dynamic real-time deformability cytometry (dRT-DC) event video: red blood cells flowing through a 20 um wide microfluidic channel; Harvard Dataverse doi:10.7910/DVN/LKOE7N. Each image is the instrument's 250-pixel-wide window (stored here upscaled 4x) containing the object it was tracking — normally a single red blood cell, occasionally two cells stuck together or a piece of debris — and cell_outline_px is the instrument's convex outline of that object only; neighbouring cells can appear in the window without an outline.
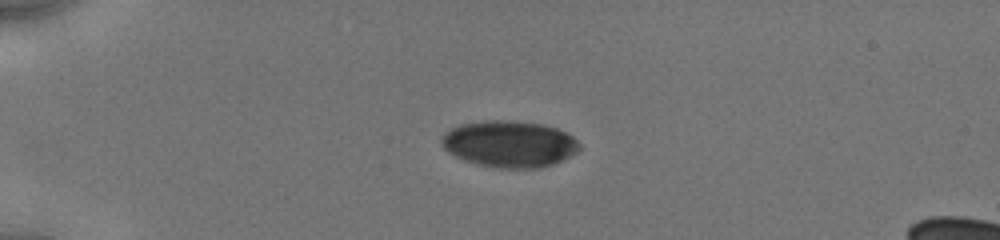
{"species": "human", "species_latin": "Homo sapiens", "temperature_condition": "cold", "stored_images_in_passage": 6, "camera_frame_rate_fps": 3000, "um_per_image_px": 0.085, "donor": {"sex": "male"}, "frame": {"image": 1, "passage_image": 1, "time_ms": 0.0, "image_size_px": [1000, 240], "cell_outline_px": [[580, 148], [576, 152], [552, 164], [540, 168], [496, 168], [476, 164], [464, 160], [448, 152], [444, 148], [440, 140], [440, 136], [444, 132], [460, 124], [488, 120], [508, 120], [544, 124], [556, 128], [572, 136], [580, 144]], "centroid_in_image_um": [43.26, 12.23], "position_along_channel_um": 41.7, "area_um2": 37.4}}
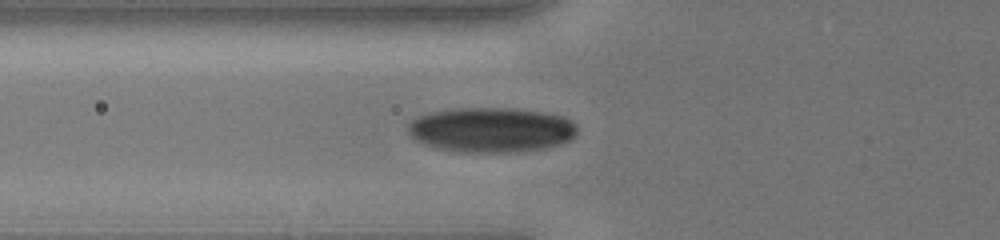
{"frame": {"image": 2, "passage_image": 5, "time_ms": 2.333, "image_size_px": [1000, 240], "cell_outline_px": [[576, 136], [560, 144], [544, 148], [516, 152], [456, 152], [432, 148], [412, 140], [408, 132], [408, 124], [416, 116], [432, 112], [456, 108], [516, 108], [544, 112], [560, 116], [576, 124]], "centroid_in_image_um": [41.68, 11.04], "position_along_channel_um": 84.1, "area_um2": 44.74}}